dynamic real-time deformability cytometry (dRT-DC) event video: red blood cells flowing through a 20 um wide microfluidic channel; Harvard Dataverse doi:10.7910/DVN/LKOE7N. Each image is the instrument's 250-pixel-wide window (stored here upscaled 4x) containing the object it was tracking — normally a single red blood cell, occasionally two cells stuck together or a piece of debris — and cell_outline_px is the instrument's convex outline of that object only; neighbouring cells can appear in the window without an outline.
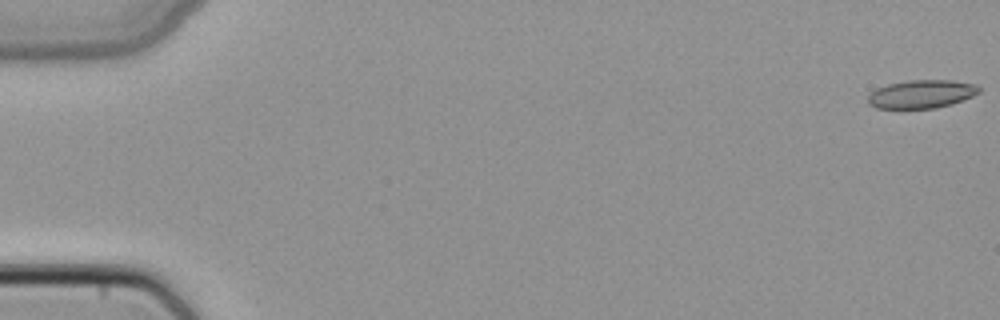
{"species": "common noctule bat (a hibernating species)", "species_latin": "Nyctalus noctula", "temperature_condition": "cold", "stored_images_in_passage": 5, "camera_frame_rate_fps": 3000, "um_per_image_px": 0.085, "animal": {"sex": "female", "body_mass_g": 22.7, "forearm_length_mm": 54.2}, "frame": {"image": 1, "passage_image": 1, "time_ms": 0.0, "image_size_px": [1000, 320], "cell_outline_px": [[980, 92], [964, 100], [952, 104], [936, 108], [876, 108], [868, 104], [868, 96], [876, 88], [888, 84], [908, 80], [952, 80], [976, 84], [980, 88]], "centroid_in_image_um": [78.34, 7.99], "position_along_channel_um": 6.7, "area_um2": 18.38}}
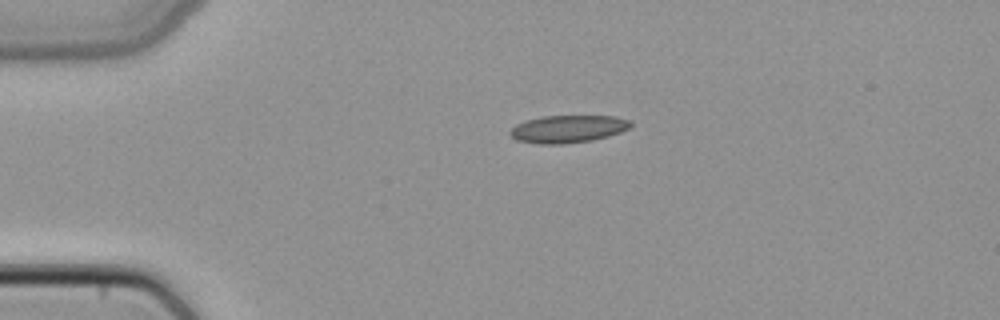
{"frame": {"image": 2, "passage_image": 4, "time_ms": 1.0, "image_size_px": [1000, 320], "cell_outline_px": [[632, 124], [628, 128], [620, 132], [608, 136], [592, 140], [564, 144], [536, 144], [516, 140], [508, 132], [516, 124], [528, 120], [544, 116], [616, 116], [628, 120]], "centroid_in_image_um": [48.25, 10.97], "position_along_channel_um": 36.7, "area_um2": 19.25}}